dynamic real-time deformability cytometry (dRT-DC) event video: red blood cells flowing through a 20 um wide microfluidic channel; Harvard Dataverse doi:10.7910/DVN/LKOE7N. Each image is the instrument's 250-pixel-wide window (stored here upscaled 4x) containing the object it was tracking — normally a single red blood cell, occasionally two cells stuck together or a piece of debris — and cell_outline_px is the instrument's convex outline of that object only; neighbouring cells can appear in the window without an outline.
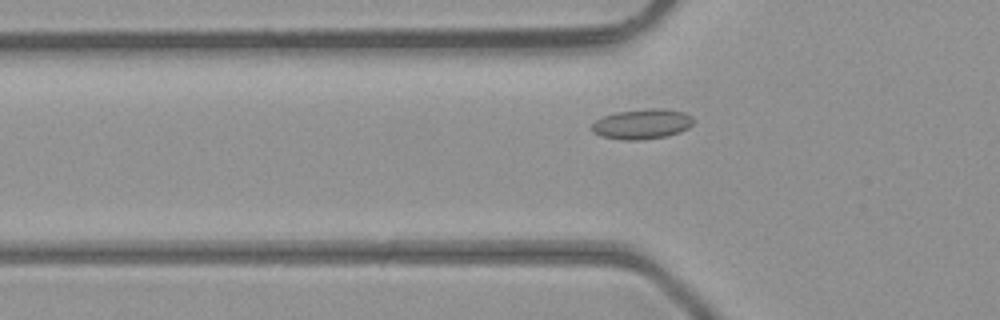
{"species": "common noctule bat (a hibernating species)", "species_latin": "Nyctalus noctula", "temperature_condition": "room temperature", "stored_images_in_passage": 35, "camera_frame_rate_fps": 3000, "um_per_image_px": 0.085, "animal": {"sex": "male", "body_mass_g": 23.1, "forearm_length_mm": 52.7}, "frame": {"image": 1, "passage_image": 8, "time_ms": 2.333, "image_size_px": [1000, 320], "cell_outline_px": [[696, 120], [688, 128], [680, 132], [668, 136], [640, 140], [624, 140], [600, 136], [592, 132], [592, 124], [596, 120], [604, 116], [616, 112], [648, 108], [664, 108], [684, 112], [692, 116]], "centroid_in_image_um": [54.61, 10.54], "position_along_channel_um": 71.2, "area_um2": 18.03}}
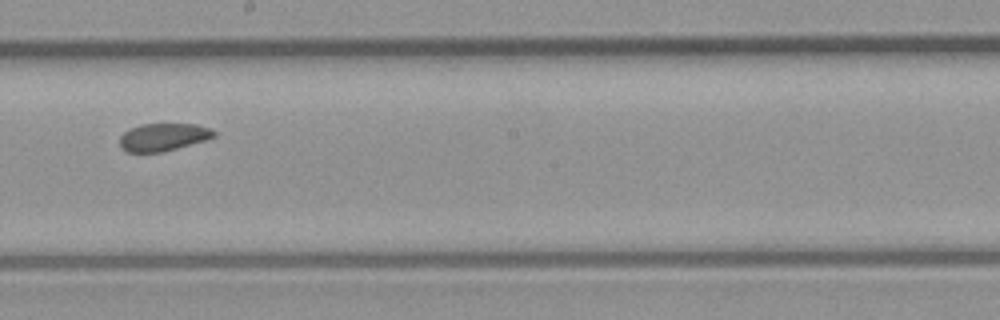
{"frame": {"image": 2, "passage_image": 19, "time_ms": 6.0, "image_size_px": [1000, 320], "cell_outline_px": [[216, 136], [204, 140], [176, 148], [160, 152], [128, 152], [120, 148], [120, 136], [128, 128], [140, 124], [196, 124], [212, 128], [216, 132]], "centroid_in_image_um": [13.85, 11.63], "position_along_channel_um": 234.3, "area_um2": 15.2}}
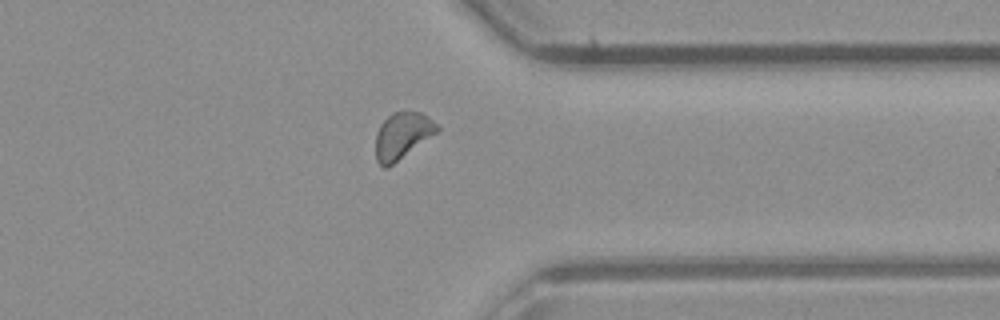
{"frame": {"image": 3, "passage_image": 29, "time_ms": 9.333, "image_size_px": [1000, 320], "cell_outline_px": [[440, 128], [436, 132], [388, 168], [384, 168], [376, 160], [376, 132], [380, 124], [392, 112], [420, 112], [432, 120]], "centroid_in_image_um": [34.15, 11.53], "position_along_channel_um": 377.2, "area_um2": 16.3}}